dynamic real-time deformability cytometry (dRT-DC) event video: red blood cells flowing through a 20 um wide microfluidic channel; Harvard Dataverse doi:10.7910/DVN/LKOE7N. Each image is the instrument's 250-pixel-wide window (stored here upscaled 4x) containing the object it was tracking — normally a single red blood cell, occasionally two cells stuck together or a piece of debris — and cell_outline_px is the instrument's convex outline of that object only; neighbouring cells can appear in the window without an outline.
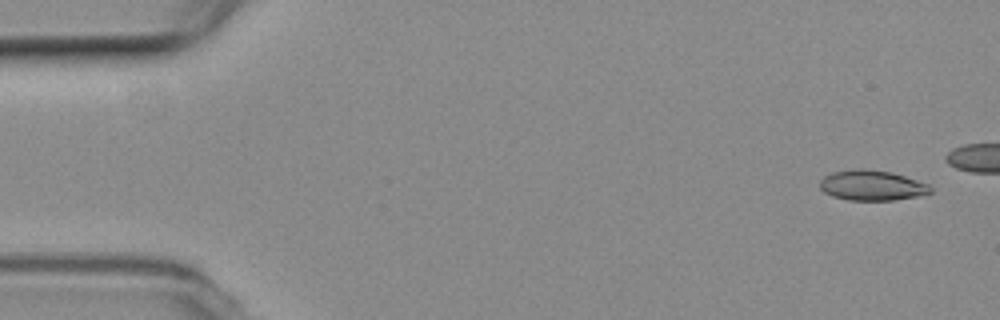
{"species": "common noctule bat (a hibernating species)", "species_latin": "Nyctalus noctula", "temperature_condition": "room temperature", "stored_images_in_passage": 44, "camera_frame_rate_fps": 3000, "um_per_image_px": 0.085, "animal": {"sex": "female", "body_mass_g": 19.3, "forearm_length_mm": 54.1}, "frame": {"image": 1, "passage_image": 3, "time_ms": 0.667, "image_size_px": [1000, 320], "cell_outline_px": [[932, 192], [916, 196], [896, 200], [848, 200], [832, 196], [824, 192], [820, 188], [820, 180], [824, 176], [832, 172], [856, 168], [864, 168], [892, 172], [928, 184], [932, 188]], "centroid_in_image_um": [74.09, 15.75], "position_along_channel_um": 10.9, "area_um2": 19.54}}
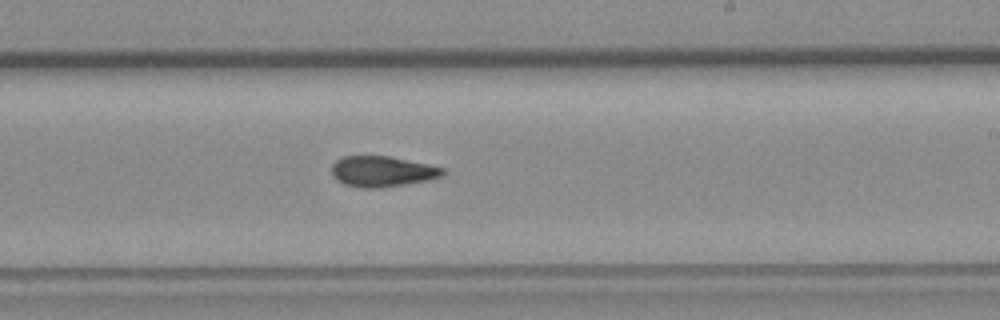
{"frame": {"image": 2, "passage_image": 32, "time_ms": 10.333, "image_size_px": [1000, 320], "cell_outline_px": [[444, 176], [428, 180], [404, 184], [376, 188], [364, 188], [344, 184], [336, 180], [332, 176], [332, 164], [336, 160], [344, 156], [388, 156], [428, 164], [444, 168]], "centroid_in_image_um": [32.47, 14.57], "position_along_channel_um": 256.5, "area_um2": 19.77}}
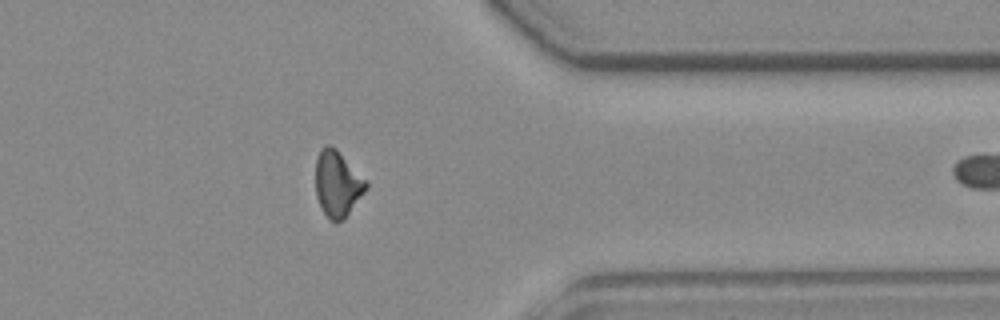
{"frame": {"image": 3, "passage_image": 43, "time_ms": 14.0, "image_size_px": [1000, 320], "cell_outline_px": [[368, 188], [344, 220], [336, 224], [328, 220], [316, 196], [316, 156], [320, 148], [324, 144], [328, 144], [336, 148], [368, 180]], "centroid_in_image_um": [28.7, 15.62], "position_along_channel_um": 382.7, "area_um2": 19.94}}